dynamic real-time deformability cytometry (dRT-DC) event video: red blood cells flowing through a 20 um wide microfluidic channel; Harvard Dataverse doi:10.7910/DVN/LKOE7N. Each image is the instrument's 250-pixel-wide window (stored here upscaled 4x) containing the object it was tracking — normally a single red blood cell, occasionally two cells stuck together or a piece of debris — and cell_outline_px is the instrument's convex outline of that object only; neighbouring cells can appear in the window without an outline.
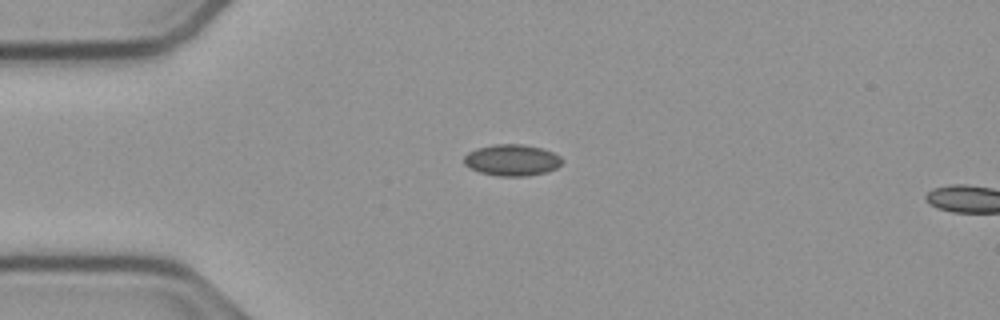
{"species": "common noctule bat (a hibernating species)", "species_latin": "Nyctalus noctula", "temperature_condition": "cold", "stored_images_in_passage": 4, "camera_frame_rate_fps": 3000, "um_per_image_px": 0.085, "animal": {"sex": "male", "body_mass_g": 23.1, "forearm_length_mm": 52.7}, "frame": {"image": 1, "passage_image": 1, "time_ms": 0.0, "image_size_px": [1000, 320], "cell_outline_px": [[564, 160], [556, 168], [544, 172], [528, 176], [500, 176], [480, 172], [468, 168], [464, 164], [464, 156], [468, 152], [476, 148], [496, 144], [524, 144], [540, 148], [552, 152], [560, 156]], "centroid_in_image_um": [43.49, 13.6], "position_along_channel_um": 41.5, "area_um2": 17.92}}